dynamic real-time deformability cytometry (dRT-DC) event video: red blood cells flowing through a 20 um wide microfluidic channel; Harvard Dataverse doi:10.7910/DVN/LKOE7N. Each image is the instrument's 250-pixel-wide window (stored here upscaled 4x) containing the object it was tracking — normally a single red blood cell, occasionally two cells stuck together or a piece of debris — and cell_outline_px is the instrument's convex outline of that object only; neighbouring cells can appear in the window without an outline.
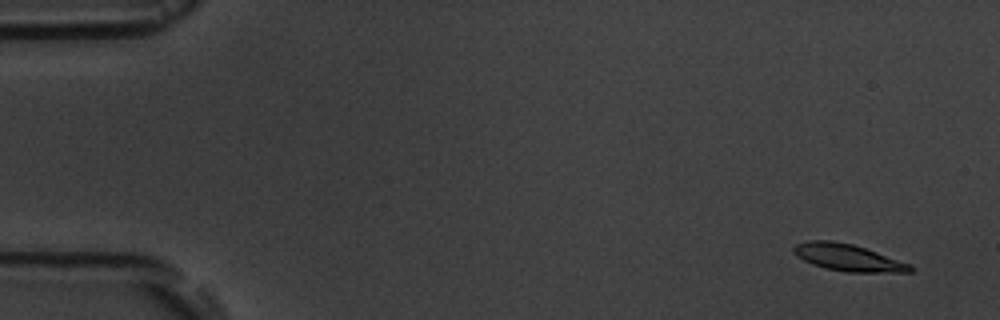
{"species": "common noctule bat (a hibernating species)", "species_latin": "Nyctalus noctula", "temperature_condition": "room temperature", "stored_images_in_passage": 5, "camera_frame_rate_fps": 3000, "um_per_image_px": 0.085, "animal": {"sex": "male", "body_mass_g": 19.5, "forearm_length_mm": 54.6}, "frame": {"image": 1, "passage_image": 1, "time_ms": 0.0, "image_size_px": [1000, 320], "cell_outline_px": [[912, 272], [848, 272], [824, 268], [812, 264], [796, 256], [792, 252], [792, 248], [796, 244], [808, 240], [832, 240], [852, 244], [912, 264]], "centroid_in_image_um": [72.04, 21.89], "position_along_channel_um": 13.0, "area_um2": 18.26}}
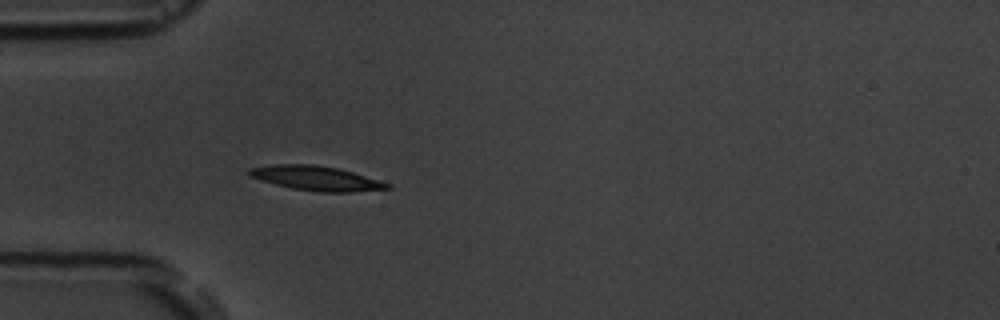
{"frame": {"image": 2, "passage_image": 5, "time_ms": 4.667, "image_size_px": [1000, 320], "cell_outline_px": [[392, 188], [352, 192], [320, 192], [292, 188], [276, 184], [248, 176], [244, 172], [248, 168], [272, 164], [312, 164], [340, 168], [392, 184]], "centroid_in_image_um": [26.86, 15.14], "position_along_channel_um": 58.1, "area_um2": 19.88}}